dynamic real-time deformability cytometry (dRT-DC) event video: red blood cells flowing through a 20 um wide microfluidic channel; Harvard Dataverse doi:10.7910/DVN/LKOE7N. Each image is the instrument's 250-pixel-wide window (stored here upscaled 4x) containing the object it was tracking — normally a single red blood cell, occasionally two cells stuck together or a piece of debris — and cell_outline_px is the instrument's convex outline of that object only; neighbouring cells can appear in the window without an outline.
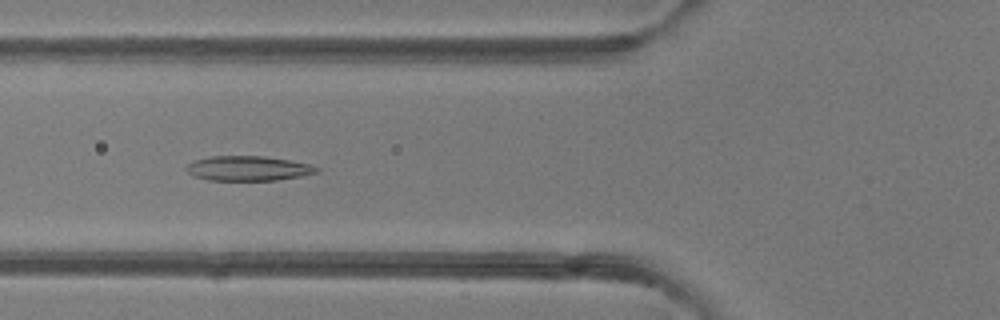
{"species": "common noctule bat (a hibernating species)", "species_latin": "Nyctalus noctula", "temperature_condition": "room temperature", "stored_images_in_passage": 7, "camera_frame_rate_fps": 3000, "um_per_image_px": 0.085, "animal": {"sex": "female"}, "frame": {"image": 1, "passage_image": 6, "time_ms": 5.667, "image_size_px": [1000, 320], "cell_outline_px": [[320, 172], [300, 176], [276, 180], [208, 180], [192, 176], [184, 168], [188, 164], [196, 160], [212, 156], [264, 156], [312, 164], [320, 168]], "centroid_in_image_um": [21.11, 14.31], "position_along_channel_um": 104.7, "area_um2": 18.84}}
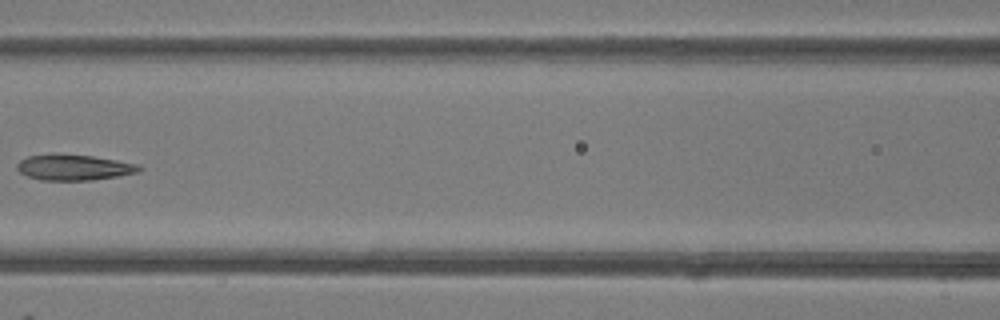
{"frame": {"image": 2, "passage_image": 7, "time_ms": 7.0, "image_size_px": [1000, 320], "cell_outline_px": [[144, 168], [140, 172], [120, 176], [92, 180], [40, 180], [28, 176], [20, 172], [16, 168], [16, 164], [20, 160], [28, 156], [92, 156], [140, 164]], "centroid_in_image_um": [6.37, 14.26], "position_along_channel_um": 160.2, "area_um2": 17.86}}